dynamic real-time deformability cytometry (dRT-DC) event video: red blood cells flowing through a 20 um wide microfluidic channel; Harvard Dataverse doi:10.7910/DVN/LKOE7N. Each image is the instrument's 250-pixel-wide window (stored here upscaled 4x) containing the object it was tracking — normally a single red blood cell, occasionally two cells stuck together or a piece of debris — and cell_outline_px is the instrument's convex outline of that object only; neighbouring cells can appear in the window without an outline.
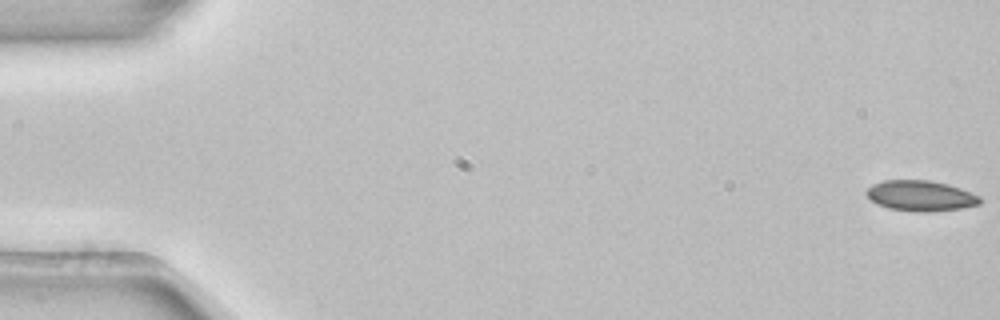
{"species": "common noctule bat (a hibernating species)", "species_latin": "Nyctalus noctula", "temperature_condition": "room temperature", "stored_images_in_passage": 54, "camera_frame_rate_fps": 3000, "um_per_image_px": 0.085, "animal": {"sex": "female", "body_mass_g": 22.7, "forearm_length_mm": 54.2}, "frame": {"image": 1, "passage_image": 1, "time_ms": 0.0, "image_size_px": [1000, 320], "cell_outline_px": [[984, 200], [980, 204], [960, 208], [932, 212], [916, 212], [888, 208], [876, 204], [864, 192], [872, 184], [884, 180], [928, 180], [948, 184], [960, 188], [980, 196]], "centroid_in_image_um": [78.26, 16.64], "position_along_channel_um": 6.7, "area_um2": 20.35}}
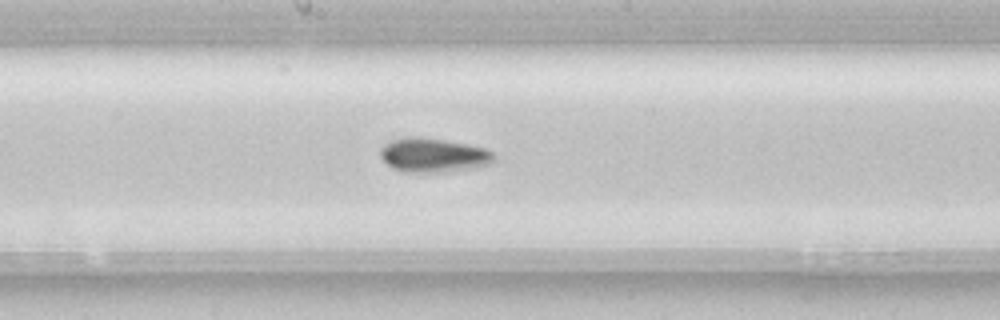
{"frame": {"image": 2, "passage_image": 29, "time_ms": 9.333, "image_size_px": [1000, 320], "cell_outline_px": [[496, 160], [492, 164], [472, 168], [444, 172], [404, 172], [388, 164], [380, 156], [380, 148], [384, 144], [392, 140], [408, 136], [420, 136], [468, 144], [484, 148], [492, 152], [496, 156]], "centroid_in_image_um": [36.87, 13.18], "position_along_channel_um": 211.3, "area_um2": 22.72}}
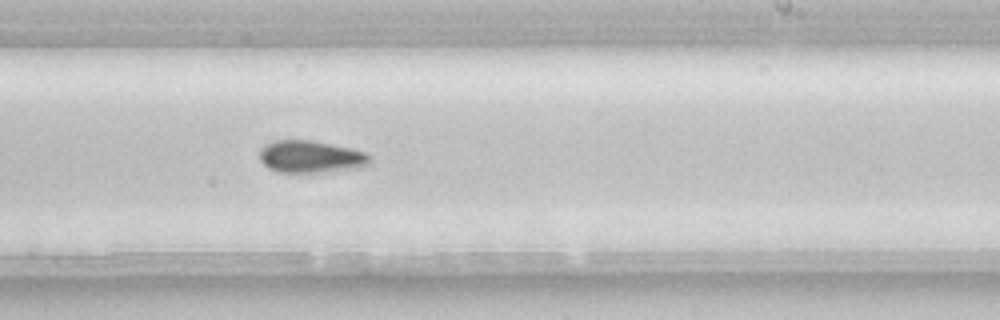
{"frame": {"image": 3, "passage_image": 33, "time_ms": 10.667, "image_size_px": [1000, 320], "cell_outline_px": [[372, 164], [360, 168], [332, 172], [276, 172], [268, 168], [260, 160], [260, 148], [264, 144], [272, 140], [312, 140], [348, 148], [364, 152], [372, 160]], "centroid_in_image_um": [26.41, 13.33], "position_along_channel_um": 262.6, "area_um2": 20.98}, "authors_computed_cell_mechanics": {"area_um2": 20.5768, "velocity_mm_per_s": 3.8759, "shape_relaxation_time_tau1_ms": 6.2422, "shape_relaxation_time_tau2_ms": null, "deformation_change_tau1": 0.1058, "deformation_change_tau2": null}}